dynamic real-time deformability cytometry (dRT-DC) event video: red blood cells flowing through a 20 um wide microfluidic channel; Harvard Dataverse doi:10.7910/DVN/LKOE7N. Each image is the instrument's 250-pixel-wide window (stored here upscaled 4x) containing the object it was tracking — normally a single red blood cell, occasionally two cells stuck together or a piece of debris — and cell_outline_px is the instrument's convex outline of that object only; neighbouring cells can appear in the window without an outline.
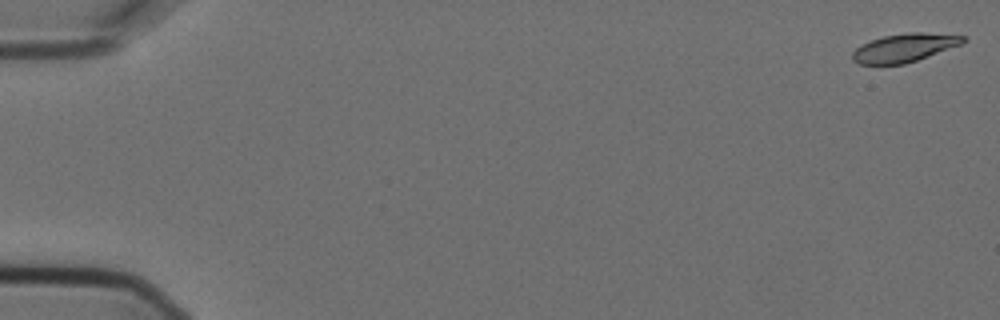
{"species": "Egyptian fruit bat (a non-hibernating species)", "species_latin": "Rousettus aegyptiacus", "temperature_condition": "cold", "stored_images_in_passage": 5, "camera_frame_rate_fps": 3000, "um_per_image_px": 0.085, "animal": {"sex": "female"}, "frame": {"image": 1, "passage_image": 1, "time_ms": 0.0, "image_size_px": [1000, 320], "cell_outline_px": [[968, 40], [964, 44], [904, 64], [860, 64], [852, 60], [852, 52], [860, 44], [884, 36], [908, 32], [920, 32], [968, 36]], "centroid_in_image_um": [76.92, 4.05], "position_along_channel_um": 8.1, "area_um2": 18.38}}
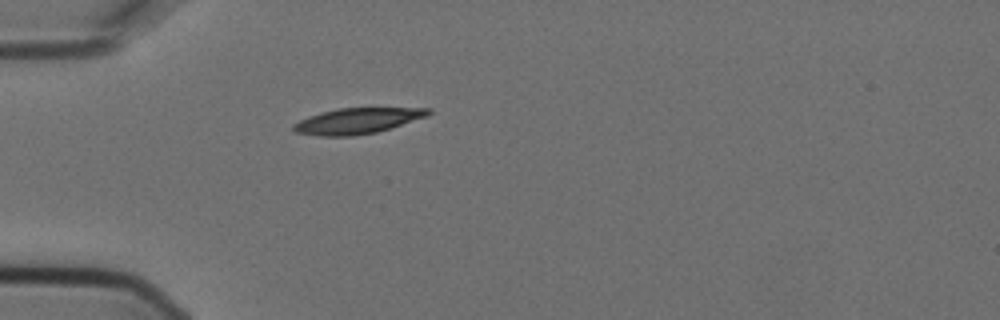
{"frame": {"image": 2, "passage_image": 5, "time_ms": 1.333, "image_size_px": [1000, 320], "cell_outline_px": [[432, 112], [428, 116], [376, 132], [352, 136], [320, 136], [296, 132], [292, 128], [292, 124], [308, 116], [320, 112], [336, 108], [432, 108]], "centroid_in_image_um": [30.35, 10.26], "position_along_channel_um": 54.6, "area_um2": 20.17}}